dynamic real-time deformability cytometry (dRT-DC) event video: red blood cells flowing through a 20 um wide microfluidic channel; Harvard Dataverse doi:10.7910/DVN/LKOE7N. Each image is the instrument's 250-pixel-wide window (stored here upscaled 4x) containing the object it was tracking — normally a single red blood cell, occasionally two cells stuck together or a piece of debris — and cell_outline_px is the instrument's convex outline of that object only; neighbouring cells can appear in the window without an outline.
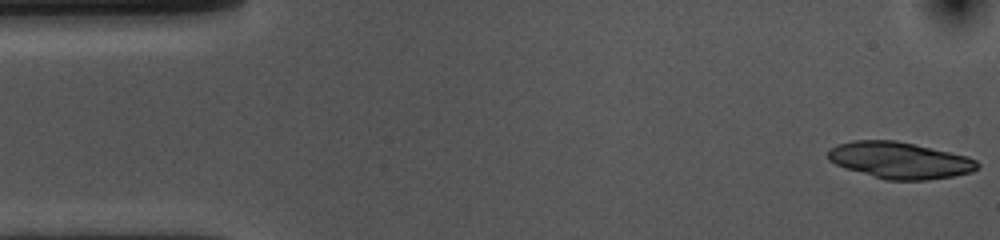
{"species": "common noctule bat (a hibernating species)", "species_latin": "Nyctalus noctula", "temperature_condition": "cold", "stored_images_in_passage": 48, "camera_frame_rate_fps": 3000, "um_per_image_px": 0.085, "animal": {"sex": "female", "body_mass_g": 10.0, "forearm_length_mm": 53.1}, "frame": {"image": 1, "passage_image": 1, "time_ms": 0.0, "image_size_px": [1000, 240], "cell_outline_px": [[980, 164], [972, 172], [952, 176], [924, 180], [884, 180], [836, 164], [828, 160], [828, 148], [836, 144], [852, 140], [896, 140], [968, 156], [976, 160]], "centroid_in_image_um": [76.46, 13.61], "position_along_channel_um": 8.5, "area_um2": 31.73}}
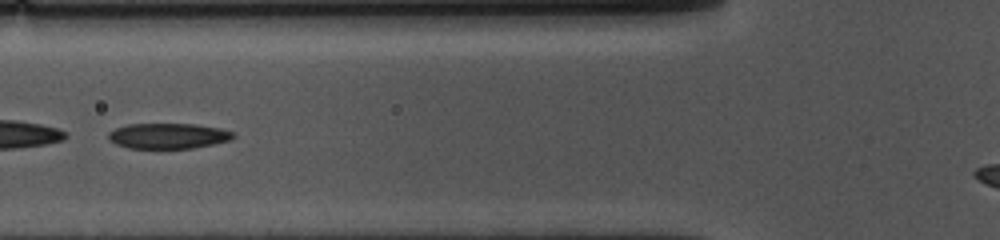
{"frame": {"image": 2, "passage_image": 19, "time_ms": 6.0, "image_size_px": [1000, 240], "cell_outline_px": [[236, 136], [228, 140], [212, 144], [192, 148], [128, 148], [116, 144], [108, 140], [108, 132], [116, 128], [128, 124], [196, 124], [220, 128], [236, 132]], "centroid_in_image_um": [14.29, 11.54], "position_along_channel_um": 111.5, "area_um2": 18.55}}
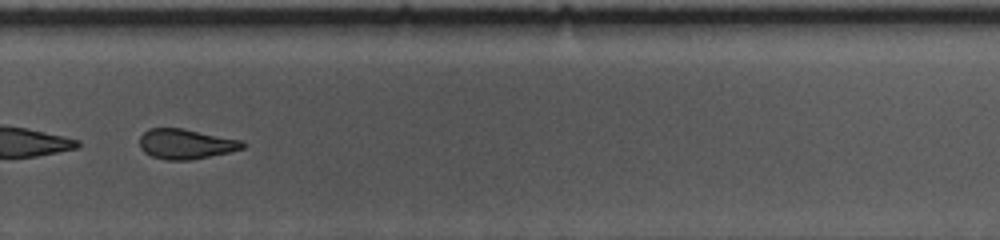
{"frame": {"image": 3, "passage_image": 36, "time_ms": 11.667, "image_size_px": [1000, 240], "cell_outline_px": [[248, 144], [244, 148], [228, 152], [192, 160], [168, 160], [152, 156], [144, 152], [140, 148], [140, 136], [148, 128], [184, 128], [244, 140]], "centroid_in_image_um": [15.84, 12.22], "position_along_channel_um": 314.0, "area_um2": 18.26}, "authors_computed_cell_mechanics": {"area_um2": 19.652, "velocity_mm_per_s": 3.581, "shape_relaxation_time_tau1_ms": 4.7696, "shape_relaxation_time_tau2_ms": 3.9806, "deformation_change_tau1": 0.1361, "deformation_change_tau2": 0.1153}}